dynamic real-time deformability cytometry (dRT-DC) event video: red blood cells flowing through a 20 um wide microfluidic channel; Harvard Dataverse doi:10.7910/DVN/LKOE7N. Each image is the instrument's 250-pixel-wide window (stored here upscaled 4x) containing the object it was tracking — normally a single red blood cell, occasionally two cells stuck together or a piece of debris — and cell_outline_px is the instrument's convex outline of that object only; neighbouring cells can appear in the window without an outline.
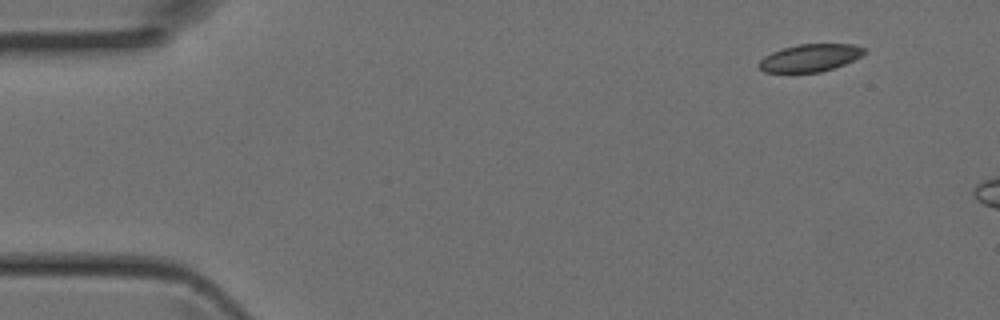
{"species": "Egyptian fruit bat (a non-hibernating species)", "species_latin": "Rousettus aegyptiacus", "temperature_condition": "room temperature", "stored_images_in_passage": 10, "camera_frame_rate_fps": 3000, "um_per_image_px": 0.085, "animal": {"sex": "female"}, "frame": {"image": 1, "passage_image": 1, "time_ms": 0.0, "image_size_px": [1000, 320], "cell_outline_px": [[868, 48], [860, 56], [844, 64], [820, 72], [764, 72], [756, 64], [764, 56], [772, 52], [784, 48], [800, 44], [852, 44]], "centroid_in_image_um": [68.84, 4.91], "position_along_channel_um": 16.2, "area_um2": 16.7}}